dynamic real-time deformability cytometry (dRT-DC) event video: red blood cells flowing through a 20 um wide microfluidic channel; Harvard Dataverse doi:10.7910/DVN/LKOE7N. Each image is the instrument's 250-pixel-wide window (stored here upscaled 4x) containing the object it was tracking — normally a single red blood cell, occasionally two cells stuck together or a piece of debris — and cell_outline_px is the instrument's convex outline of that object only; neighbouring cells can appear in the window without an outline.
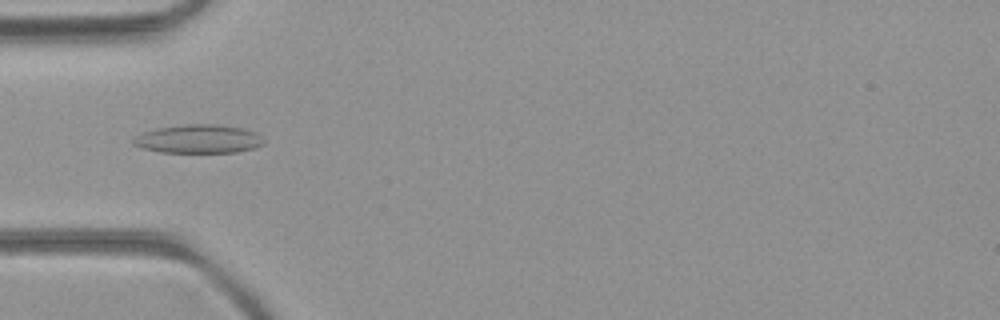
{"species": "common noctule bat (a hibernating species)", "species_latin": "Nyctalus noctula", "temperature_condition": "room temperature", "stored_images_in_passage": 51, "camera_frame_rate_fps": 3000, "um_per_image_px": 0.085, "animal": {"sex": "female", "body_mass_g": 21.9}, "frame": {"image": 1, "passage_image": 16, "time_ms": 5.0, "image_size_px": [1000, 320], "cell_outline_px": [[264, 144], [256, 148], [236, 152], [160, 152], [144, 148], [132, 144], [132, 140], [136, 136], [144, 132], [156, 128], [188, 124], [216, 124], [240, 128], [256, 132], [264, 140]], "centroid_in_image_um": [16.89, 11.81], "position_along_channel_um": 68.1, "area_um2": 21.62}}
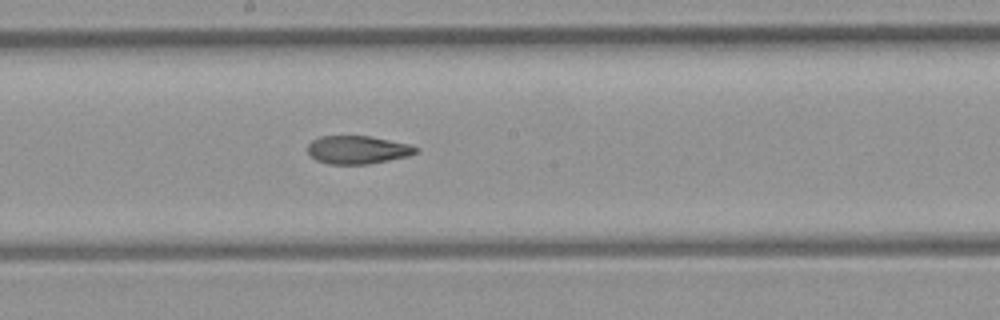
{"frame": {"image": 2, "passage_image": 27, "time_ms": 8.667, "image_size_px": [1000, 320], "cell_outline_px": [[420, 148], [416, 152], [408, 156], [368, 164], [328, 164], [316, 160], [308, 152], [308, 144], [312, 140], [320, 136], [368, 136], [408, 144]], "centroid_in_image_um": [30.37, 12.73], "position_along_channel_um": 217.8, "area_um2": 17.57}}
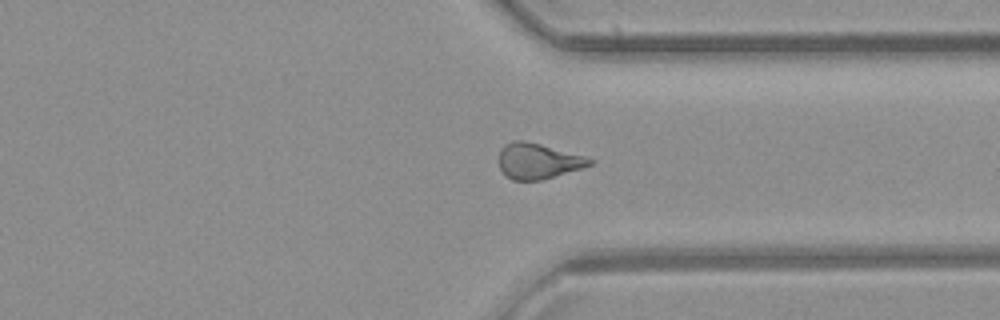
{"frame": {"image": 3, "passage_image": 38, "time_ms": 12.333, "image_size_px": [1000, 320], "cell_outline_px": [[596, 160], [592, 164], [584, 168], [540, 180], [512, 180], [500, 168], [500, 148], [504, 144], [512, 140], [520, 140], [540, 144], [584, 156]], "centroid_in_image_um": [45.75, 13.68], "position_along_channel_um": 365.6, "area_um2": 18.67}, "authors_computed_cell_mechanics": {"area_um2": 19.4786, "velocity_mm_per_s": 4.0591, "shape_relaxation_time_tau1_ms": null, "shape_relaxation_time_tau2_ms": 3.0949, "deformation_change_tau1": null, "deformation_change_tau2": 0.1051}}